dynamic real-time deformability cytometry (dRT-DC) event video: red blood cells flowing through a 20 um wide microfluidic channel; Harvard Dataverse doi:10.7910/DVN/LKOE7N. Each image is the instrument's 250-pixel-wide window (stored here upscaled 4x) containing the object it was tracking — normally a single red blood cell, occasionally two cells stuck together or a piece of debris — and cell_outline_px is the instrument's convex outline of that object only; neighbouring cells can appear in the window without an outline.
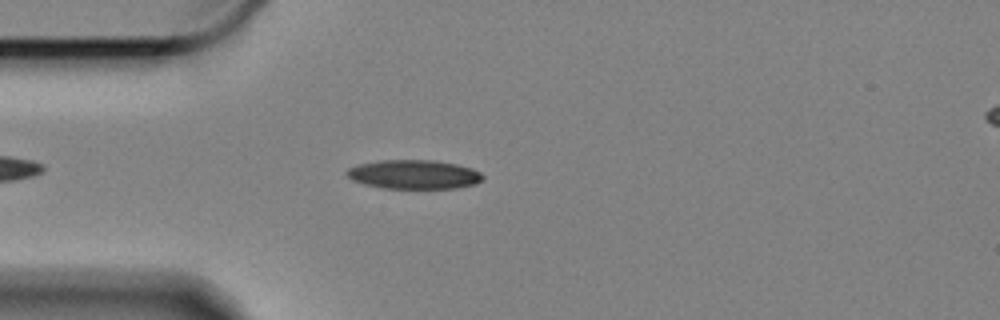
{"species": "Egyptian fruit bat (a non-hibernating species)", "species_latin": "Rousettus aegyptiacus", "temperature_condition": "cold", "stored_images_in_passage": 27, "camera_frame_rate_fps": 3000, "um_per_image_px": 0.085, "animal": {"sex": "female"}, "frame": {"image": 1, "passage_image": 8, "time_ms": 2.333, "image_size_px": [1000, 320], "cell_outline_px": [[484, 180], [476, 184], [456, 188], [384, 188], [364, 184], [352, 180], [344, 172], [348, 168], [360, 164], [380, 160], [432, 160], [456, 164], [472, 168], [480, 172], [484, 176]], "centroid_in_image_um": [35.2, 14.83], "position_along_channel_um": 49.8, "area_um2": 23.06}}
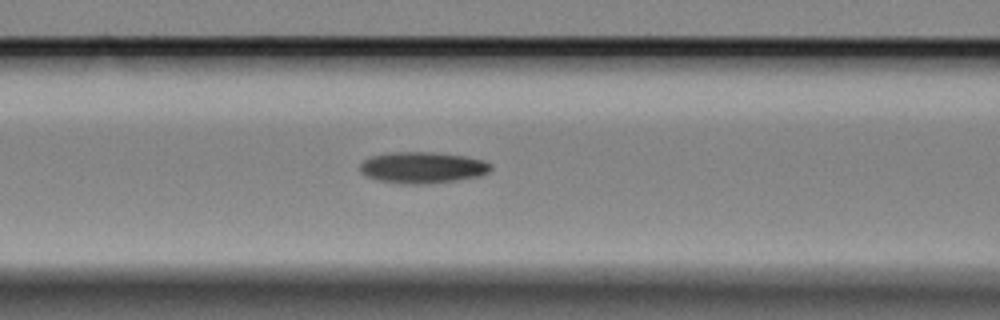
{"frame": {"image": 2, "passage_image": 16, "time_ms": 5.0, "image_size_px": [1000, 320], "cell_outline_px": [[492, 168], [488, 172], [480, 176], [456, 180], [428, 184], [396, 184], [380, 180], [368, 176], [360, 172], [360, 164], [364, 160], [372, 156], [388, 152], [432, 152], [464, 156], [484, 160], [492, 164]], "centroid_in_image_um": [35.92, 14.24], "position_along_channel_um": 130.7, "area_um2": 23.99}}
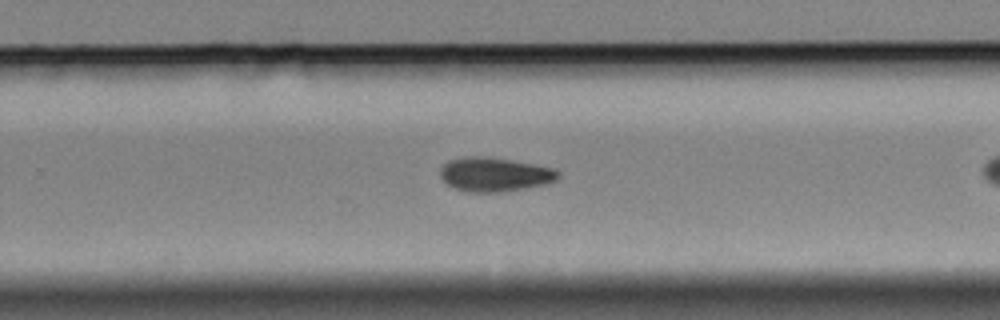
{"frame": {"image": 3, "passage_image": 26, "time_ms": 8.333, "image_size_px": [1000, 320], "cell_outline_px": [[560, 176], [556, 180], [544, 184], [504, 192], [468, 192], [452, 188], [444, 184], [440, 176], [440, 168], [448, 160], [468, 156], [480, 156], [508, 160], [532, 164], [552, 168], [560, 172]], "centroid_in_image_um": [41.98, 14.84], "position_along_channel_um": 287.8, "area_um2": 23.41}}